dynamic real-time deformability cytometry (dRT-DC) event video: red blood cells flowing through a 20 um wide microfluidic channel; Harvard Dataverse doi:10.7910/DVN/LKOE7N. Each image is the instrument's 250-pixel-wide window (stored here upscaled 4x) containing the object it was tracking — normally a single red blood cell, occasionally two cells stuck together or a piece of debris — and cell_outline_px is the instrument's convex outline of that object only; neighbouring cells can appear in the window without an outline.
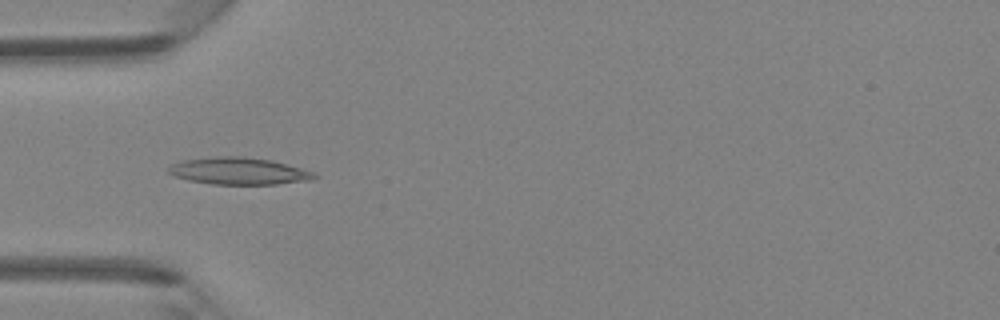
{"species": "Egyptian fruit bat (a non-hibernating species)", "species_latin": "Rousettus aegyptiacus", "temperature_condition": "room temperature", "stored_images_in_passage": 45, "camera_frame_rate_fps": 3000, "um_per_image_px": 0.085, "animal": {"sex": "female"}, "frame": {"image": 1, "passage_image": 14, "time_ms": 4.333, "image_size_px": [1000, 320], "cell_outline_px": [[320, 176], [312, 180], [276, 184], [212, 184], [188, 180], [172, 176], [168, 172], [168, 168], [172, 164], [180, 160], [212, 156], [244, 156], [272, 160], [300, 168], [312, 172]], "centroid_in_image_um": [20.26, 14.53], "position_along_channel_um": 64.7, "area_um2": 23.18}}
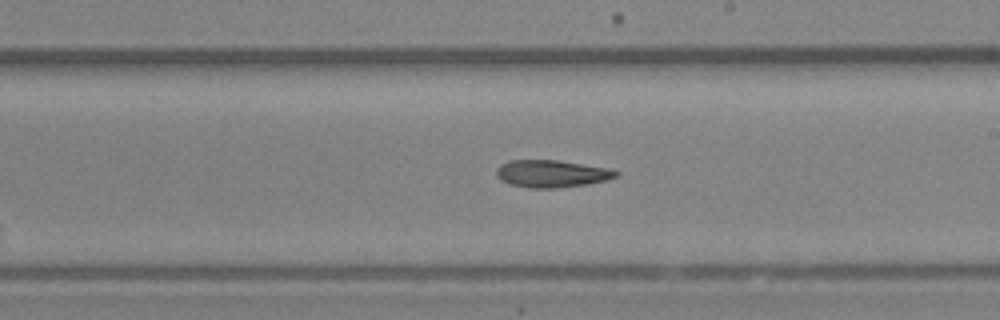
{"frame": {"image": 2, "passage_image": 26, "time_ms": 8.333, "image_size_px": [1000, 320], "cell_outline_px": [[620, 172], [616, 176], [608, 180], [588, 184], [556, 188], [528, 188], [508, 184], [500, 180], [496, 176], [496, 168], [500, 164], [508, 160], [556, 160], [612, 168]], "centroid_in_image_um": [46.88, 14.76], "position_along_channel_um": 242.1, "area_um2": 19.36}}
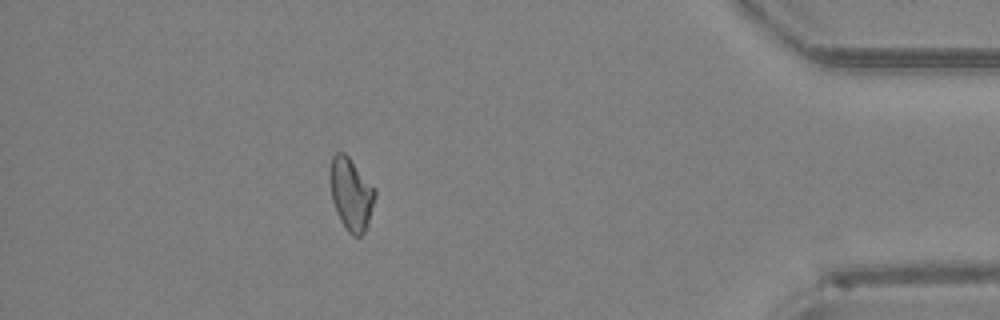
{"frame": {"image": 3, "passage_image": 40, "time_ms": 13.0, "image_size_px": [1000, 320], "cell_outline_px": [[376, 196], [364, 232], [360, 236], [352, 236], [348, 232], [340, 220], [336, 212], [332, 200], [328, 180], [328, 172], [332, 156], [336, 152], [344, 152], [348, 156], [376, 188]], "centroid_in_image_um": [29.81, 16.45], "position_along_channel_um": 405.4, "area_um2": 19.25}}